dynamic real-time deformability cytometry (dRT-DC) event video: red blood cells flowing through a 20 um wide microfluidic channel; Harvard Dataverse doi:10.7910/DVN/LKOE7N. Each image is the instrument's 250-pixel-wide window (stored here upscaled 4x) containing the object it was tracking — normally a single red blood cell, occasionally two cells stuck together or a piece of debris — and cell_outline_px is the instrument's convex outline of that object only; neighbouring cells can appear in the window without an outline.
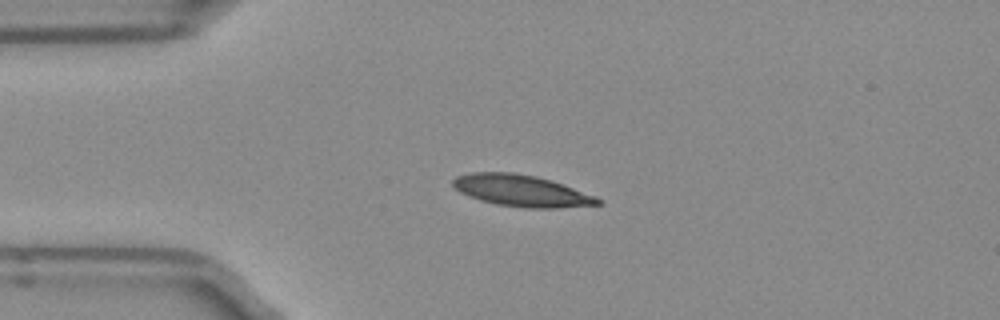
{"species": "Egyptian fruit bat (a non-hibernating species)", "species_latin": "Rousettus aegyptiacus", "temperature_condition": "room temperature", "stored_images_in_passage": 40, "camera_frame_rate_fps": 3000, "um_per_image_px": 0.085, "frame": {"image": 1, "passage_image": 1, "time_ms": 0.0, "image_size_px": [1000, 320], "cell_outline_px": [[604, 204], [556, 208], [528, 208], [496, 204], [480, 200], [468, 196], [460, 192], [452, 184], [452, 180], [456, 176], [472, 172], [512, 172], [536, 176], [596, 196], [604, 200]], "centroid_in_image_um": [44.32, 16.22], "position_along_channel_um": 40.7, "area_um2": 26.53}}
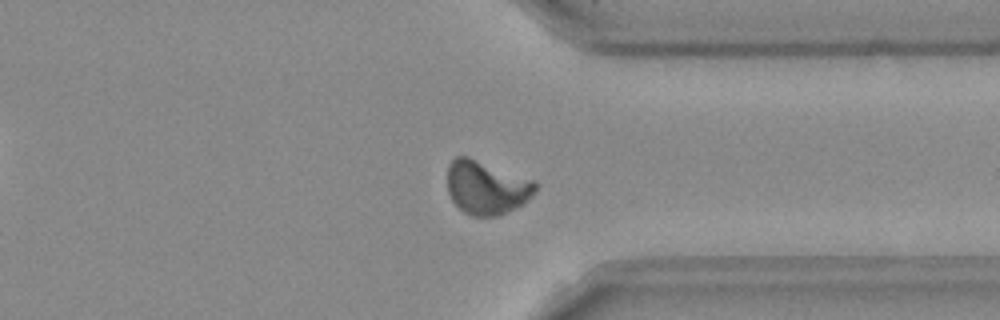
{"frame": {"image": 2, "passage_image": 28, "time_ms": 9.0, "image_size_px": [1000, 320], "cell_outline_px": [[540, 184], [532, 196], [528, 200], [496, 216], [472, 216], [464, 212], [452, 200], [448, 192], [448, 164], [456, 156], [468, 156], [536, 180]], "centroid_in_image_um": [41.37, 15.91], "position_along_channel_um": 370.0, "area_um2": 27.57}}
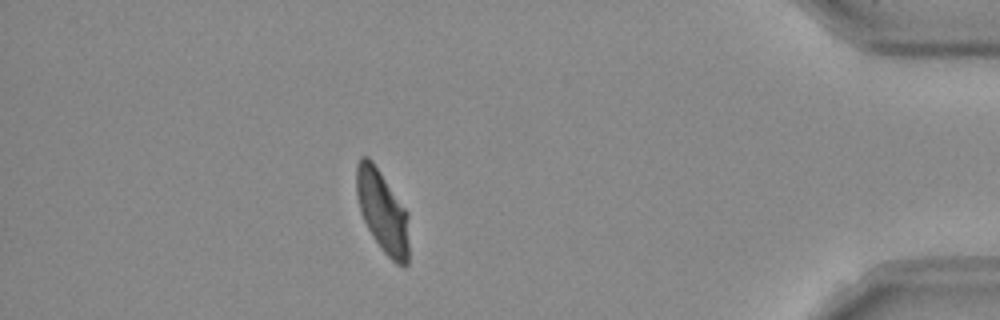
{"frame": {"image": 3, "passage_image": 34, "time_ms": 11.0, "image_size_px": [1000, 320], "cell_outline_px": [[408, 264], [404, 268], [396, 264], [384, 252], [372, 236], [360, 212], [356, 196], [356, 164], [360, 156], [368, 156], [372, 160], [408, 212]], "centroid_in_image_um": [32.5, 17.97], "position_along_channel_um": 402.7, "area_um2": 25.32}, "authors_computed_cell_mechanics": {"area_um2": 26.2123, "velocity_mm_per_s": 3.9259, "shape_relaxation_time_tau1_ms": 4.8081, "shape_relaxation_time_tau2_ms": 0.9529, "deformation_change_tau1": 0.1703, "deformation_change_tau2": 0.0625}}